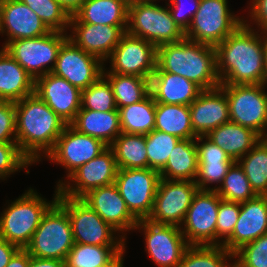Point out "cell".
Returning a JSON list of instances; mask_svg holds the SVG:
<instances>
[{
	"mask_svg": "<svg viewBox=\"0 0 267 267\" xmlns=\"http://www.w3.org/2000/svg\"><path fill=\"white\" fill-rule=\"evenodd\" d=\"M128 4L139 0H125Z\"/></svg>",
	"mask_w": 267,
	"mask_h": 267,
	"instance_id": "680465c9",
	"label": "cell"
},
{
	"mask_svg": "<svg viewBox=\"0 0 267 267\" xmlns=\"http://www.w3.org/2000/svg\"><path fill=\"white\" fill-rule=\"evenodd\" d=\"M108 146L101 140L79 133L67 125L53 149L45 156L52 163L62 165L67 178L81 165L101 154Z\"/></svg>",
	"mask_w": 267,
	"mask_h": 267,
	"instance_id": "e0dca14e",
	"label": "cell"
},
{
	"mask_svg": "<svg viewBox=\"0 0 267 267\" xmlns=\"http://www.w3.org/2000/svg\"><path fill=\"white\" fill-rule=\"evenodd\" d=\"M225 91L230 121L256 132H267V91L264 84L220 85Z\"/></svg>",
	"mask_w": 267,
	"mask_h": 267,
	"instance_id": "30bf717a",
	"label": "cell"
},
{
	"mask_svg": "<svg viewBox=\"0 0 267 267\" xmlns=\"http://www.w3.org/2000/svg\"><path fill=\"white\" fill-rule=\"evenodd\" d=\"M154 72L178 74L193 81L202 90L221 85L217 74L216 48L186 38L157 47Z\"/></svg>",
	"mask_w": 267,
	"mask_h": 267,
	"instance_id": "3957f363",
	"label": "cell"
},
{
	"mask_svg": "<svg viewBox=\"0 0 267 267\" xmlns=\"http://www.w3.org/2000/svg\"><path fill=\"white\" fill-rule=\"evenodd\" d=\"M237 162L244 170L254 192L257 195H267V145L264 141L260 139Z\"/></svg>",
	"mask_w": 267,
	"mask_h": 267,
	"instance_id": "e575fe53",
	"label": "cell"
},
{
	"mask_svg": "<svg viewBox=\"0 0 267 267\" xmlns=\"http://www.w3.org/2000/svg\"><path fill=\"white\" fill-rule=\"evenodd\" d=\"M128 5L125 0H85L70 23L127 26Z\"/></svg>",
	"mask_w": 267,
	"mask_h": 267,
	"instance_id": "83f0119b",
	"label": "cell"
},
{
	"mask_svg": "<svg viewBox=\"0 0 267 267\" xmlns=\"http://www.w3.org/2000/svg\"><path fill=\"white\" fill-rule=\"evenodd\" d=\"M147 149V168L160 172L166 165L179 138L158 130L145 135Z\"/></svg>",
	"mask_w": 267,
	"mask_h": 267,
	"instance_id": "f35d334b",
	"label": "cell"
},
{
	"mask_svg": "<svg viewBox=\"0 0 267 267\" xmlns=\"http://www.w3.org/2000/svg\"><path fill=\"white\" fill-rule=\"evenodd\" d=\"M234 161L247 154L261 137L252 129L227 122L206 135Z\"/></svg>",
	"mask_w": 267,
	"mask_h": 267,
	"instance_id": "f1b7e54d",
	"label": "cell"
},
{
	"mask_svg": "<svg viewBox=\"0 0 267 267\" xmlns=\"http://www.w3.org/2000/svg\"><path fill=\"white\" fill-rule=\"evenodd\" d=\"M239 213V202L220 200L216 223V245H223L231 237Z\"/></svg>",
	"mask_w": 267,
	"mask_h": 267,
	"instance_id": "7bdbcfd3",
	"label": "cell"
},
{
	"mask_svg": "<svg viewBox=\"0 0 267 267\" xmlns=\"http://www.w3.org/2000/svg\"><path fill=\"white\" fill-rule=\"evenodd\" d=\"M195 143L198 152V162H235L206 135L197 136Z\"/></svg>",
	"mask_w": 267,
	"mask_h": 267,
	"instance_id": "c3c4849f",
	"label": "cell"
},
{
	"mask_svg": "<svg viewBox=\"0 0 267 267\" xmlns=\"http://www.w3.org/2000/svg\"><path fill=\"white\" fill-rule=\"evenodd\" d=\"M126 33L143 38L156 47L185 38L184 32L173 20L167 4L165 7L150 0L129 3Z\"/></svg>",
	"mask_w": 267,
	"mask_h": 267,
	"instance_id": "5b68a950",
	"label": "cell"
},
{
	"mask_svg": "<svg viewBox=\"0 0 267 267\" xmlns=\"http://www.w3.org/2000/svg\"><path fill=\"white\" fill-rule=\"evenodd\" d=\"M111 73L148 78L156 70L157 47L144 40L125 33L107 59Z\"/></svg>",
	"mask_w": 267,
	"mask_h": 267,
	"instance_id": "2e32d148",
	"label": "cell"
},
{
	"mask_svg": "<svg viewBox=\"0 0 267 267\" xmlns=\"http://www.w3.org/2000/svg\"><path fill=\"white\" fill-rule=\"evenodd\" d=\"M220 200L216 191L198 190L194 195L184 222L180 226L189 245H216Z\"/></svg>",
	"mask_w": 267,
	"mask_h": 267,
	"instance_id": "4fadbf2b",
	"label": "cell"
},
{
	"mask_svg": "<svg viewBox=\"0 0 267 267\" xmlns=\"http://www.w3.org/2000/svg\"><path fill=\"white\" fill-rule=\"evenodd\" d=\"M252 26L244 20L215 47L221 85L263 84L264 32Z\"/></svg>",
	"mask_w": 267,
	"mask_h": 267,
	"instance_id": "6da1fadb",
	"label": "cell"
},
{
	"mask_svg": "<svg viewBox=\"0 0 267 267\" xmlns=\"http://www.w3.org/2000/svg\"><path fill=\"white\" fill-rule=\"evenodd\" d=\"M81 108L100 112L118 111L111 85L103 75L81 90Z\"/></svg>",
	"mask_w": 267,
	"mask_h": 267,
	"instance_id": "60d3db41",
	"label": "cell"
},
{
	"mask_svg": "<svg viewBox=\"0 0 267 267\" xmlns=\"http://www.w3.org/2000/svg\"><path fill=\"white\" fill-rule=\"evenodd\" d=\"M150 1H154V2L158 1V2H160L159 0H150ZM168 1L170 2L171 0H168Z\"/></svg>",
	"mask_w": 267,
	"mask_h": 267,
	"instance_id": "91938a15",
	"label": "cell"
},
{
	"mask_svg": "<svg viewBox=\"0 0 267 267\" xmlns=\"http://www.w3.org/2000/svg\"><path fill=\"white\" fill-rule=\"evenodd\" d=\"M135 229L144 232L145 251L158 267H177L189 247L179 226L156 224L141 219Z\"/></svg>",
	"mask_w": 267,
	"mask_h": 267,
	"instance_id": "5bb4252c",
	"label": "cell"
},
{
	"mask_svg": "<svg viewBox=\"0 0 267 267\" xmlns=\"http://www.w3.org/2000/svg\"><path fill=\"white\" fill-rule=\"evenodd\" d=\"M227 4L228 0H200L185 38L214 47L221 43L244 22Z\"/></svg>",
	"mask_w": 267,
	"mask_h": 267,
	"instance_id": "ba28073f",
	"label": "cell"
},
{
	"mask_svg": "<svg viewBox=\"0 0 267 267\" xmlns=\"http://www.w3.org/2000/svg\"><path fill=\"white\" fill-rule=\"evenodd\" d=\"M81 199L119 234L122 233L123 238H127V233L124 232L134 230L138 222L128 210L114 183L95 188Z\"/></svg>",
	"mask_w": 267,
	"mask_h": 267,
	"instance_id": "ffe728a7",
	"label": "cell"
},
{
	"mask_svg": "<svg viewBox=\"0 0 267 267\" xmlns=\"http://www.w3.org/2000/svg\"><path fill=\"white\" fill-rule=\"evenodd\" d=\"M186 2L191 3L192 7L190 6L191 8L189 7L188 9ZM166 4L175 23L183 32H185L188 29L195 13L198 11L200 0H171Z\"/></svg>",
	"mask_w": 267,
	"mask_h": 267,
	"instance_id": "7dc6e473",
	"label": "cell"
},
{
	"mask_svg": "<svg viewBox=\"0 0 267 267\" xmlns=\"http://www.w3.org/2000/svg\"><path fill=\"white\" fill-rule=\"evenodd\" d=\"M202 89L178 74L154 72L150 77V94L156 103L189 106Z\"/></svg>",
	"mask_w": 267,
	"mask_h": 267,
	"instance_id": "d4e9b609",
	"label": "cell"
},
{
	"mask_svg": "<svg viewBox=\"0 0 267 267\" xmlns=\"http://www.w3.org/2000/svg\"><path fill=\"white\" fill-rule=\"evenodd\" d=\"M216 192L221 199L239 203L257 196L237 161L231 165Z\"/></svg>",
	"mask_w": 267,
	"mask_h": 267,
	"instance_id": "74e56055",
	"label": "cell"
},
{
	"mask_svg": "<svg viewBox=\"0 0 267 267\" xmlns=\"http://www.w3.org/2000/svg\"><path fill=\"white\" fill-rule=\"evenodd\" d=\"M29 260V252L26 249H19L12 256L6 267H28Z\"/></svg>",
	"mask_w": 267,
	"mask_h": 267,
	"instance_id": "f5cc1de1",
	"label": "cell"
},
{
	"mask_svg": "<svg viewBox=\"0 0 267 267\" xmlns=\"http://www.w3.org/2000/svg\"><path fill=\"white\" fill-rule=\"evenodd\" d=\"M84 1L85 0H58L70 15H73Z\"/></svg>",
	"mask_w": 267,
	"mask_h": 267,
	"instance_id": "11a10c76",
	"label": "cell"
},
{
	"mask_svg": "<svg viewBox=\"0 0 267 267\" xmlns=\"http://www.w3.org/2000/svg\"><path fill=\"white\" fill-rule=\"evenodd\" d=\"M51 30L26 4L20 0H2L0 7V33L7 40L2 48L11 41L36 38Z\"/></svg>",
	"mask_w": 267,
	"mask_h": 267,
	"instance_id": "44dd1931",
	"label": "cell"
},
{
	"mask_svg": "<svg viewBox=\"0 0 267 267\" xmlns=\"http://www.w3.org/2000/svg\"><path fill=\"white\" fill-rule=\"evenodd\" d=\"M55 189L54 198L49 202L31 187L16 200L8 202L0 214V235L9 243L25 249L42 217L57 201L59 188L56 186Z\"/></svg>",
	"mask_w": 267,
	"mask_h": 267,
	"instance_id": "277c9868",
	"label": "cell"
},
{
	"mask_svg": "<svg viewBox=\"0 0 267 267\" xmlns=\"http://www.w3.org/2000/svg\"><path fill=\"white\" fill-rule=\"evenodd\" d=\"M16 140L20 152L39 163L68 125L35 93L15 102Z\"/></svg>",
	"mask_w": 267,
	"mask_h": 267,
	"instance_id": "7a4b0ae2",
	"label": "cell"
},
{
	"mask_svg": "<svg viewBox=\"0 0 267 267\" xmlns=\"http://www.w3.org/2000/svg\"><path fill=\"white\" fill-rule=\"evenodd\" d=\"M109 147L114 152L118 169L147 168L145 135L121 132Z\"/></svg>",
	"mask_w": 267,
	"mask_h": 267,
	"instance_id": "d6a6232c",
	"label": "cell"
},
{
	"mask_svg": "<svg viewBox=\"0 0 267 267\" xmlns=\"http://www.w3.org/2000/svg\"><path fill=\"white\" fill-rule=\"evenodd\" d=\"M156 102L149 94L142 101L118 109L122 132L147 135L155 128Z\"/></svg>",
	"mask_w": 267,
	"mask_h": 267,
	"instance_id": "836d02e7",
	"label": "cell"
},
{
	"mask_svg": "<svg viewBox=\"0 0 267 267\" xmlns=\"http://www.w3.org/2000/svg\"><path fill=\"white\" fill-rule=\"evenodd\" d=\"M234 162H198L195 184L199 190L216 191L222 184L229 168ZM218 186L210 187V184ZM209 186V187H208Z\"/></svg>",
	"mask_w": 267,
	"mask_h": 267,
	"instance_id": "ee69618b",
	"label": "cell"
},
{
	"mask_svg": "<svg viewBox=\"0 0 267 267\" xmlns=\"http://www.w3.org/2000/svg\"><path fill=\"white\" fill-rule=\"evenodd\" d=\"M264 69H265V76L263 79V84L267 88V32H264Z\"/></svg>",
	"mask_w": 267,
	"mask_h": 267,
	"instance_id": "9f6ffc18",
	"label": "cell"
},
{
	"mask_svg": "<svg viewBox=\"0 0 267 267\" xmlns=\"http://www.w3.org/2000/svg\"><path fill=\"white\" fill-rule=\"evenodd\" d=\"M57 202L68 213L74 243L98 246H125L126 239L120 234L117 235L116 233L119 232L106 223L81 198L66 197L59 192Z\"/></svg>",
	"mask_w": 267,
	"mask_h": 267,
	"instance_id": "52a82bcc",
	"label": "cell"
},
{
	"mask_svg": "<svg viewBox=\"0 0 267 267\" xmlns=\"http://www.w3.org/2000/svg\"><path fill=\"white\" fill-rule=\"evenodd\" d=\"M234 267H267V233L233 254Z\"/></svg>",
	"mask_w": 267,
	"mask_h": 267,
	"instance_id": "b9f144b4",
	"label": "cell"
},
{
	"mask_svg": "<svg viewBox=\"0 0 267 267\" xmlns=\"http://www.w3.org/2000/svg\"><path fill=\"white\" fill-rule=\"evenodd\" d=\"M69 125L79 133L101 140L108 147L122 132L119 111L100 112L80 108Z\"/></svg>",
	"mask_w": 267,
	"mask_h": 267,
	"instance_id": "4316f807",
	"label": "cell"
},
{
	"mask_svg": "<svg viewBox=\"0 0 267 267\" xmlns=\"http://www.w3.org/2000/svg\"><path fill=\"white\" fill-rule=\"evenodd\" d=\"M106 69L104 66L102 75L111 85L117 109L138 103L150 94V79L111 73Z\"/></svg>",
	"mask_w": 267,
	"mask_h": 267,
	"instance_id": "1f68e13d",
	"label": "cell"
},
{
	"mask_svg": "<svg viewBox=\"0 0 267 267\" xmlns=\"http://www.w3.org/2000/svg\"><path fill=\"white\" fill-rule=\"evenodd\" d=\"M67 39L68 33L51 31L40 37L8 42L3 48L35 80L53 71L59 50Z\"/></svg>",
	"mask_w": 267,
	"mask_h": 267,
	"instance_id": "9c48e42d",
	"label": "cell"
},
{
	"mask_svg": "<svg viewBox=\"0 0 267 267\" xmlns=\"http://www.w3.org/2000/svg\"><path fill=\"white\" fill-rule=\"evenodd\" d=\"M32 163L20 152L17 142L0 143V180L31 166Z\"/></svg>",
	"mask_w": 267,
	"mask_h": 267,
	"instance_id": "f6af8a7d",
	"label": "cell"
},
{
	"mask_svg": "<svg viewBox=\"0 0 267 267\" xmlns=\"http://www.w3.org/2000/svg\"><path fill=\"white\" fill-rule=\"evenodd\" d=\"M34 93L68 125L81 108V90L52 72L35 79Z\"/></svg>",
	"mask_w": 267,
	"mask_h": 267,
	"instance_id": "d6986e66",
	"label": "cell"
},
{
	"mask_svg": "<svg viewBox=\"0 0 267 267\" xmlns=\"http://www.w3.org/2000/svg\"><path fill=\"white\" fill-rule=\"evenodd\" d=\"M191 126L197 136L207 135L211 130L230 121L225 91L219 86L202 90L189 105Z\"/></svg>",
	"mask_w": 267,
	"mask_h": 267,
	"instance_id": "cb8c5ba5",
	"label": "cell"
},
{
	"mask_svg": "<svg viewBox=\"0 0 267 267\" xmlns=\"http://www.w3.org/2000/svg\"><path fill=\"white\" fill-rule=\"evenodd\" d=\"M198 190L195 182L190 180L160 178L153 208L147 220L180 227Z\"/></svg>",
	"mask_w": 267,
	"mask_h": 267,
	"instance_id": "7c38bea8",
	"label": "cell"
},
{
	"mask_svg": "<svg viewBox=\"0 0 267 267\" xmlns=\"http://www.w3.org/2000/svg\"><path fill=\"white\" fill-rule=\"evenodd\" d=\"M17 142L15 102L0 101V143Z\"/></svg>",
	"mask_w": 267,
	"mask_h": 267,
	"instance_id": "bcb514c9",
	"label": "cell"
},
{
	"mask_svg": "<svg viewBox=\"0 0 267 267\" xmlns=\"http://www.w3.org/2000/svg\"><path fill=\"white\" fill-rule=\"evenodd\" d=\"M179 139H195L197 135L191 126L189 106L156 103L155 128Z\"/></svg>",
	"mask_w": 267,
	"mask_h": 267,
	"instance_id": "4dcf8cb0",
	"label": "cell"
},
{
	"mask_svg": "<svg viewBox=\"0 0 267 267\" xmlns=\"http://www.w3.org/2000/svg\"><path fill=\"white\" fill-rule=\"evenodd\" d=\"M34 85V78L4 48L0 49V101H20L34 93Z\"/></svg>",
	"mask_w": 267,
	"mask_h": 267,
	"instance_id": "484cf974",
	"label": "cell"
},
{
	"mask_svg": "<svg viewBox=\"0 0 267 267\" xmlns=\"http://www.w3.org/2000/svg\"><path fill=\"white\" fill-rule=\"evenodd\" d=\"M124 247L74 243L65 259V267H102Z\"/></svg>",
	"mask_w": 267,
	"mask_h": 267,
	"instance_id": "8d00e7d4",
	"label": "cell"
},
{
	"mask_svg": "<svg viewBox=\"0 0 267 267\" xmlns=\"http://www.w3.org/2000/svg\"><path fill=\"white\" fill-rule=\"evenodd\" d=\"M28 267H65V261L30 256Z\"/></svg>",
	"mask_w": 267,
	"mask_h": 267,
	"instance_id": "816d5d0a",
	"label": "cell"
},
{
	"mask_svg": "<svg viewBox=\"0 0 267 267\" xmlns=\"http://www.w3.org/2000/svg\"><path fill=\"white\" fill-rule=\"evenodd\" d=\"M198 170V152L195 139H180L175 145L160 178L195 182Z\"/></svg>",
	"mask_w": 267,
	"mask_h": 267,
	"instance_id": "f546056e",
	"label": "cell"
},
{
	"mask_svg": "<svg viewBox=\"0 0 267 267\" xmlns=\"http://www.w3.org/2000/svg\"><path fill=\"white\" fill-rule=\"evenodd\" d=\"M126 29L127 26L70 23L68 30L72 32L68 35V39L104 63L126 33Z\"/></svg>",
	"mask_w": 267,
	"mask_h": 267,
	"instance_id": "7402d4cb",
	"label": "cell"
},
{
	"mask_svg": "<svg viewBox=\"0 0 267 267\" xmlns=\"http://www.w3.org/2000/svg\"><path fill=\"white\" fill-rule=\"evenodd\" d=\"M267 233V195L240 203L239 218L231 237L222 245L234 254L243 245Z\"/></svg>",
	"mask_w": 267,
	"mask_h": 267,
	"instance_id": "603a6c76",
	"label": "cell"
},
{
	"mask_svg": "<svg viewBox=\"0 0 267 267\" xmlns=\"http://www.w3.org/2000/svg\"><path fill=\"white\" fill-rule=\"evenodd\" d=\"M250 21L258 27L259 31L267 32V0H250ZM253 20V21H252Z\"/></svg>",
	"mask_w": 267,
	"mask_h": 267,
	"instance_id": "681fc988",
	"label": "cell"
},
{
	"mask_svg": "<svg viewBox=\"0 0 267 267\" xmlns=\"http://www.w3.org/2000/svg\"><path fill=\"white\" fill-rule=\"evenodd\" d=\"M118 166L114 152L107 147L97 157L81 165L68 178L69 181L59 180V192L66 197L82 198L89 191L115 182ZM73 182L72 184L70 183ZM75 182V183H74Z\"/></svg>",
	"mask_w": 267,
	"mask_h": 267,
	"instance_id": "9a60e30c",
	"label": "cell"
},
{
	"mask_svg": "<svg viewBox=\"0 0 267 267\" xmlns=\"http://www.w3.org/2000/svg\"><path fill=\"white\" fill-rule=\"evenodd\" d=\"M105 65L96 56L86 53L67 39L61 46L52 71L80 90L88 88L103 73Z\"/></svg>",
	"mask_w": 267,
	"mask_h": 267,
	"instance_id": "ac0fdd59",
	"label": "cell"
},
{
	"mask_svg": "<svg viewBox=\"0 0 267 267\" xmlns=\"http://www.w3.org/2000/svg\"><path fill=\"white\" fill-rule=\"evenodd\" d=\"M232 258L222 245H189L177 267H234Z\"/></svg>",
	"mask_w": 267,
	"mask_h": 267,
	"instance_id": "d590c367",
	"label": "cell"
},
{
	"mask_svg": "<svg viewBox=\"0 0 267 267\" xmlns=\"http://www.w3.org/2000/svg\"><path fill=\"white\" fill-rule=\"evenodd\" d=\"M261 139L264 141V143L267 145V133L265 132L262 136Z\"/></svg>",
	"mask_w": 267,
	"mask_h": 267,
	"instance_id": "6f0895ef",
	"label": "cell"
},
{
	"mask_svg": "<svg viewBox=\"0 0 267 267\" xmlns=\"http://www.w3.org/2000/svg\"><path fill=\"white\" fill-rule=\"evenodd\" d=\"M26 4L51 31L67 33L71 15L58 0H20Z\"/></svg>",
	"mask_w": 267,
	"mask_h": 267,
	"instance_id": "ab89813d",
	"label": "cell"
},
{
	"mask_svg": "<svg viewBox=\"0 0 267 267\" xmlns=\"http://www.w3.org/2000/svg\"><path fill=\"white\" fill-rule=\"evenodd\" d=\"M159 180L160 173L150 168L118 169L114 184L137 220L149 217Z\"/></svg>",
	"mask_w": 267,
	"mask_h": 267,
	"instance_id": "8fae6325",
	"label": "cell"
},
{
	"mask_svg": "<svg viewBox=\"0 0 267 267\" xmlns=\"http://www.w3.org/2000/svg\"><path fill=\"white\" fill-rule=\"evenodd\" d=\"M125 246L120 251H118L109 261H107L102 267H124V253H125Z\"/></svg>",
	"mask_w": 267,
	"mask_h": 267,
	"instance_id": "db71d44e",
	"label": "cell"
},
{
	"mask_svg": "<svg viewBox=\"0 0 267 267\" xmlns=\"http://www.w3.org/2000/svg\"><path fill=\"white\" fill-rule=\"evenodd\" d=\"M20 248L12 243H9L6 239H4L0 235V267H6L10 262L12 256L19 250Z\"/></svg>",
	"mask_w": 267,
	"mask_h": 267,
	"instance_id": "f907efd6",
	"label": "cell"
},
{
	"mask_svg": "<svg viewBox=\"0 0 267 267\" xmlns=\"http://www.w3.org/2000/svg\"><path fill=\"white\" fill-rule=\"evenodd\" d=\"M74 245L67 211L56 201L44 214L26 250L30 256L65 261Z\"/></svg>",
	"mask_w": 267,
	"mask_h": 267,
	"instance_id": "8992f818",
	"label": "cell"
}]
</instances>
